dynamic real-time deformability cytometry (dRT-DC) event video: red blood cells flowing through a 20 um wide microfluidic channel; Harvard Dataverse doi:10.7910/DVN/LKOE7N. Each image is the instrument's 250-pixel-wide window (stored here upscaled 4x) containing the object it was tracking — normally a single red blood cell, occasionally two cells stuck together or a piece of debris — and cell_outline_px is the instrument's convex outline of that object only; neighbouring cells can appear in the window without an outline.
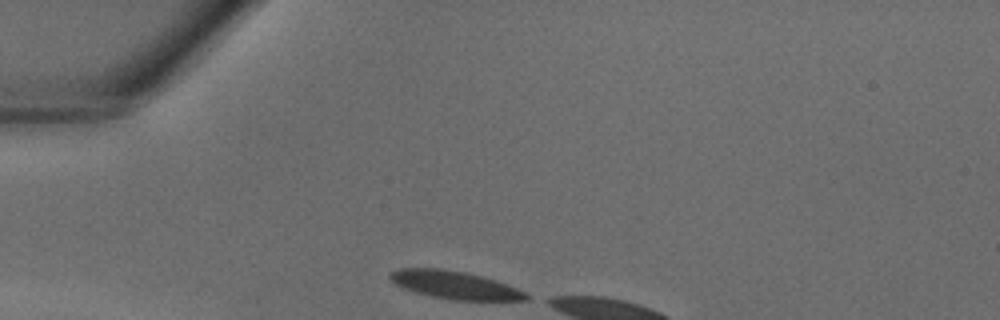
{"species": "common noctule bat (a hibernating species)", "species_latin": "Nyctalus noctula", "temperature_condition": "warm", "stored_images_in_passage": 5, "camera_frame_rate_fps": 3000, "um_per_image_px": 0.085, "animal": {"sex": "male", "body_mass_g": 18.8}, "frame": {"image": 1, "passage_image": 1, "time_ms": 0.0, "image_size_px": [1000, 320], "cell_outline_px": [[532, 296], [528, 300], [452, 300], [432, 296], [416, 292], [404, 288], [396, 284], [388, 276], [388, 272], [400, 268], [440, 268], [464, 272], [496, 280], [516, 288]], "centroid_in_image_um": [38.65, 24.22], "position_along_channel_um": 46.4, "area_um2": 21.96}}